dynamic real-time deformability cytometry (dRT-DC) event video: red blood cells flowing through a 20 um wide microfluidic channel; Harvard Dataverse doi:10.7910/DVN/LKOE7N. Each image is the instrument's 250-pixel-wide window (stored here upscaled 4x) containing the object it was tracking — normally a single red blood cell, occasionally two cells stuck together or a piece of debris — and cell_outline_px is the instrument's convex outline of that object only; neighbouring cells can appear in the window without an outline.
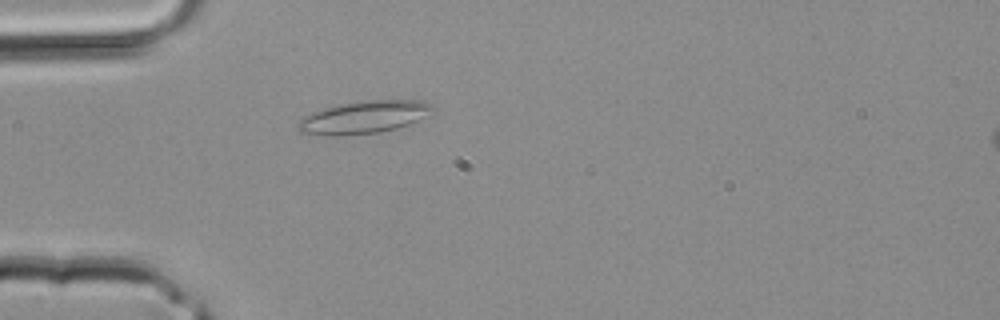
{"species": "common noctule bat (a hibernating species)", "species_latin": "Nyctalus noctula", "temperature_condition": "room temperature", "stored_images_in_passage": 1, "camera_frame_rate_fps": 3000, "um_per_image_px": 0.085, "animal": {"sex": "male", "body_mass_g": 20.4}, "frame": {"image": 1, "passage_image": 1, "time_ms": 0.0, "image_size_px": [1000, 320], "cell_outline_px": [[436, 108], [416, 120], [408, 124], [396, 128], [380, 132], [340, 136], [324, 136], [300, 132], [296, 128], [296, 124], [304, 116], [312, 112], [324, 108], [340, 104], [368, 100], [416, 100], [432, 104]], "centroid_in_image_um": [30.86, 9.97], "position_along_channel_um": 54.1, "area_um2": 25.43}}